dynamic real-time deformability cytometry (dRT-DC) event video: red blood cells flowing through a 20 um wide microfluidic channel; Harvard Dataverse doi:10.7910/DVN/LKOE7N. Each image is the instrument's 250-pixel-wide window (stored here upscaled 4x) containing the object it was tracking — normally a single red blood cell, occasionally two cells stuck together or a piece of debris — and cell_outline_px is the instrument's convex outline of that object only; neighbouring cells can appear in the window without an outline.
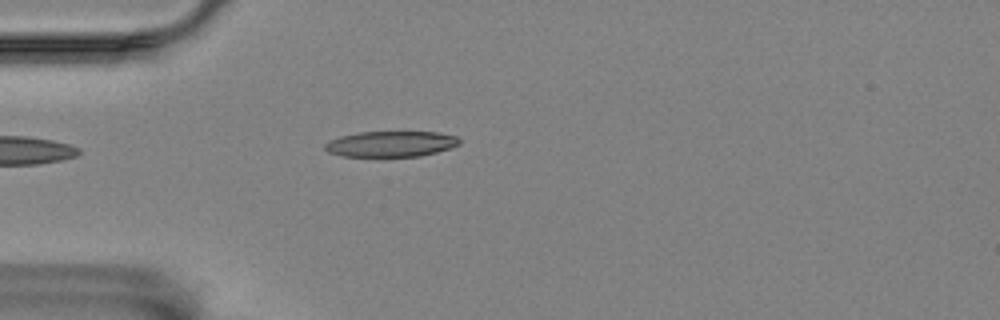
{"species": "Egyptian fruit bat (a non-hibernating species)", "species_latin": "Rousettus aegyptiacus", "temperature_condition": "room temperature", "stored_images_in_passage": 5, "camera_frame_rate_fps": 3000, "um_per_image_px": 0.085, "animal": {"sex": "female"}, "frame": {"image": 1, "passage_image": 5, "time_ms": 4.667, "image_size_px": [1000, 320], "cell_outline_px": [[460, 144], [436, 152], [420, 156], [344, 156], [328, 152], [324, 148], [324, 144], [328, 140], [340, 136], [360, 132], [436, 132], [456, 136], [460, 140]], "centroid_in_image_um": [33.19, 12.23], "position_along_channel_um": 51.8, "area_um2": 20.0}}